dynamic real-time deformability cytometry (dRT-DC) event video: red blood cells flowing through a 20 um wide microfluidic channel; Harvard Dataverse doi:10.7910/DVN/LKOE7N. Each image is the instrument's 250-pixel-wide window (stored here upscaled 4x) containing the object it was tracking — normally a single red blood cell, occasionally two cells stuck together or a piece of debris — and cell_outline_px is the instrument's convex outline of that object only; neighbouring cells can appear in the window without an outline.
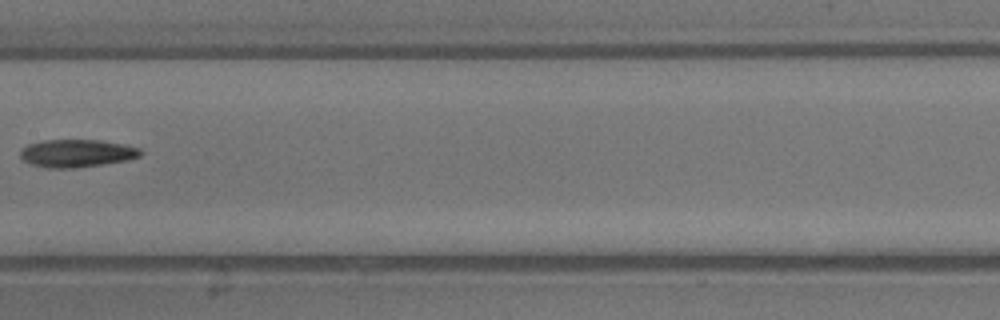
{"species": "common noctule bat (a hibernating species)", "species_latin": "Nyctalus noctula", "temperature_condition": "warm", "stored_images_in_passage": 33, "segment_of_instrument_passage": [2, 2], "camera_frame_rate_fps": 3000, "um_per_image_px": 0.085, "animal": {"sex": "male", "body_mass_g": 13.3}, "frame": {"image": 1, "passage_image": 18, "time_ms": 5.667, "image_size_px": [1000, 320], "cell_outline_px": [[144, 152], [140, 156], [128, 160], [72, 168], [48, 168], [32, 164], [24, 160], [20, 156], [20, 152], [28, 144], [44, 140], [100, 140], [124, 144], [140, 148]], "centroid_in_image_um": [6.56, 13.02], "position_along_channel_um": 200.8, "area_um2": 19.31}}
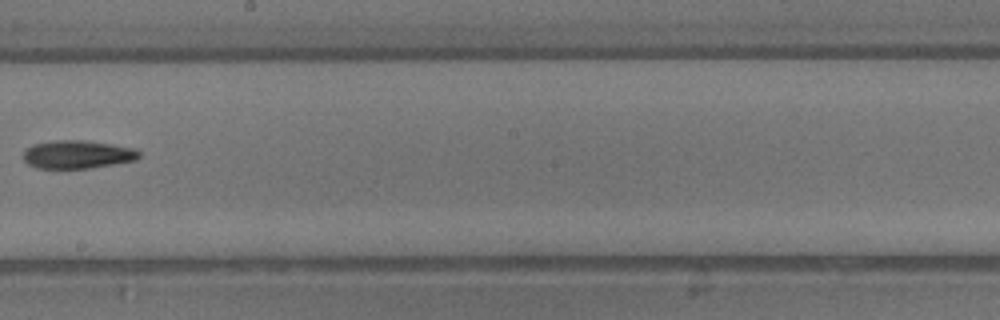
{"frame": {"image": 2, "passage_image": 20, "time_ms": 6.333, "image_size_px": [1000, 320], "cell_outline_px": [[140, 156], [136, 160], [92, 168], [36, 168], [28, 164], [24, 160], [24, 152], [32, 144], [52, 140], [80, 140], [112, 144], [136, 148], [140, 152]], "centroid_in_image_um": [6.6, 13.12], "position_along_channel_um": 241.6, "area_um2": 19.07}}
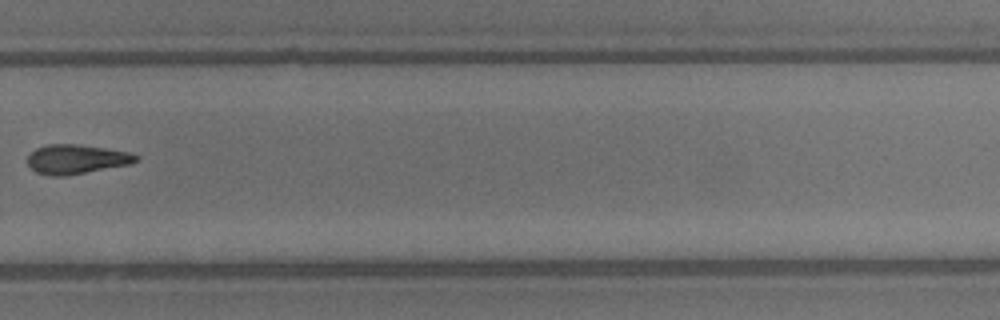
{"frame": {"image": 3, "passage_image": 24, "time_ms": 7.667, "image_size_px": [1000, 320], "cell_outline_px": [[140, 156], [132, 164], [64, 176], [52, 176], [36, 172], [28, 164], [28, 156], [36, 148], [48, 144], [76, 144], [132, 152]], "centroid_in_image_um": [6.52, 13.53], "position_along_channel_um": 323.3, "area_um2": 18.5}}